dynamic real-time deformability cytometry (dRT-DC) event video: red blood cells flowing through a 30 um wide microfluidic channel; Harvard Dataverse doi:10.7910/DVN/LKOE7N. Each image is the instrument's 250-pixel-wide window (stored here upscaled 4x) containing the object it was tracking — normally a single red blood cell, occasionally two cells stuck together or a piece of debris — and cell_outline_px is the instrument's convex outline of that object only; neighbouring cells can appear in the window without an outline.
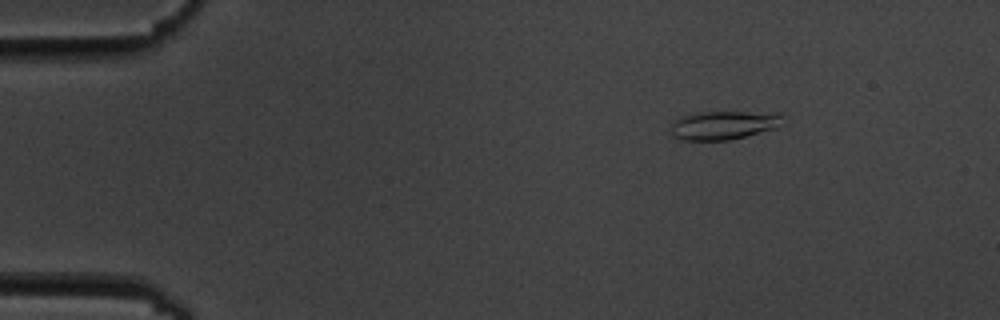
{"species": "common noctule bat (a hibernating species)", "species_latin": "Nyctalus noctula", "temperature_condition": "cold", "stored_images_in_passage": 56, "camera_frame_rate_fps": 3000, "um_per_image_px": 0.085, "animal": {"sex": "male", "body_mass_g": 19.5, "forearm_length_mm": 54.6}, "frame": {"image": 1, "passage_image": 8, "time_ms": 2.333, "image_size_px": [1000, 320], "cell_outline_px": [[784, 116], [776, 128], [728, 140], [680, 140], [672, 136], [672, 124], [680, 116], [696, 112], [780, 112]], "centroid_in_image_um": [61.5, 10.62], "position_along_channel_um": 23.5, "area_um2": 18.67}}
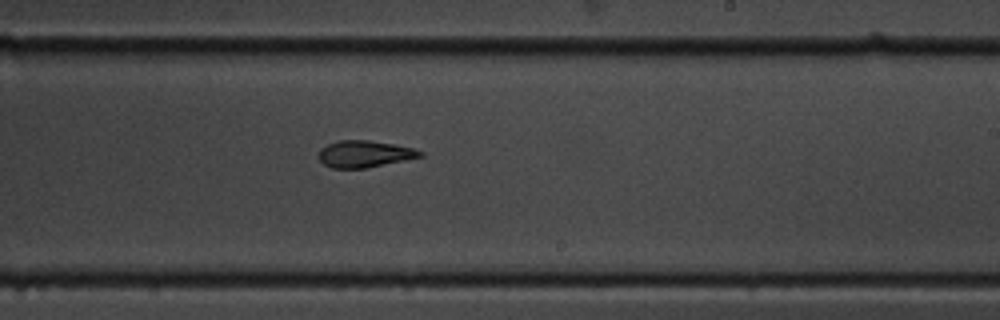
{"frame": {"image": 2, "passage_image": 34, "time_ms": 11.0, "image_size_px": [1000, 320], "cell_outline_px": [[424, 156], [368, 168], [332, 168], [324, 164], [320, 160], [320, 148], [328, 144], [340, 140], [368, 140], [392, 144], [412, 148], [424, 152]], "centroid_in_image_um": [31.0, 13.09], "position_along_channel_um": 258.0, "area_um2": 15.72}}
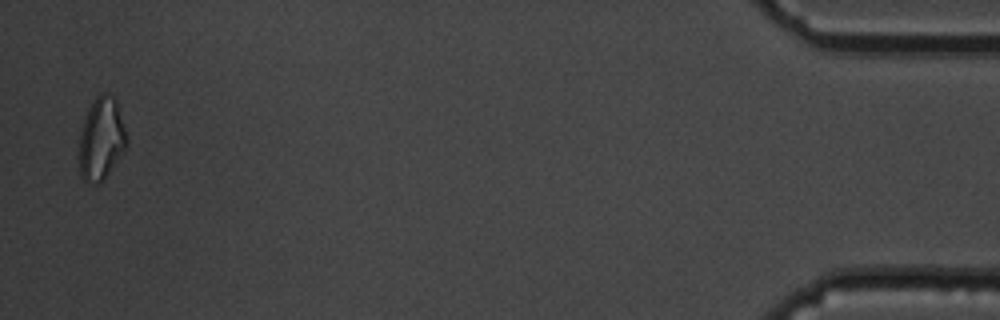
{"frame": {"image": 3, "passage_image": 55, "time_ms": 18.0, "image_size_px": [1000, 320], "cell_outline_px": [[128, 144], [124, 152], [108, 172], [96, 184], [84, 184], [80, 176], [80, 132], [88, 108], [92, 100], [100, 92], [104, 92], [112, 96], [116, 100], [128, 140]], "centroid_in_image_um": [8.6, 11.79], "position_along_channel_um": 426.6, "area_um2": 22.77}, "authors_computed_cell_mechanics": {"area_um2": 16.8198, "velocity_mm_per_s": 3.5987, "shape_relaxation_time_tau1_ms": 6.395, "shape_relaxation_time_tau2_ms": 6.5466, "deformation_change_tau1": 0.1632, "deformation_change_tau2": 0.1539}}